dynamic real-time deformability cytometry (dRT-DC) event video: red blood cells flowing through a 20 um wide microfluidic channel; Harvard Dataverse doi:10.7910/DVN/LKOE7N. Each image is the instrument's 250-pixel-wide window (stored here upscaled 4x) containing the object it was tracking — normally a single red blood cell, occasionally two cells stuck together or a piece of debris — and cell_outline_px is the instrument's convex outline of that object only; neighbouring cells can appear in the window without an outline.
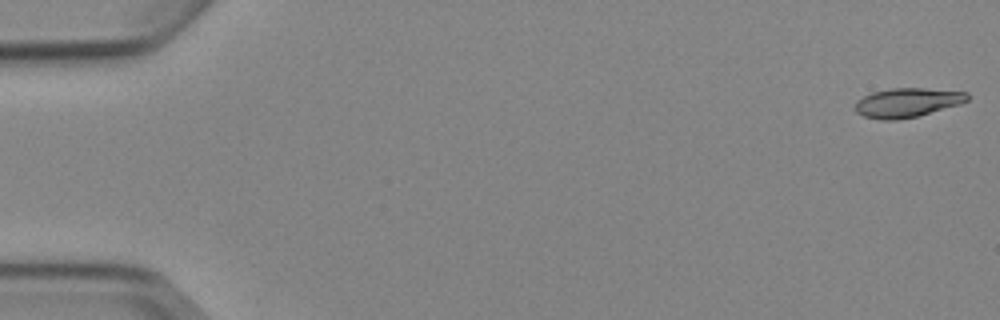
{"species": "Egyptian fruit bat (a non-hibernating species)", "species_latin": "Rousettus aegyptiacus", "temperature_condition": "cold", "stored_images_in_passage": 4, "camera_frame_rate_fps": 3000, "um_per_image_px": 0.085, "animal": {"sex": "female"}, "frame": {"image": 1, "passage_image": 1, "time_ms": 0.0, "image_size_px": [1000, 320], "cell_outline_px": [[968, 100], [960, 104], [916, 116], [896, 120], [880, 120], [864, 116], [856, 112], [852, 108], [856, 100], [872, 92], [892, 88], [924, 88], [968, 92]], "centroid_in_image_um": [77.06, 8.72], "position_along_channel_um": 7.9, "area_um2": 19.13}}